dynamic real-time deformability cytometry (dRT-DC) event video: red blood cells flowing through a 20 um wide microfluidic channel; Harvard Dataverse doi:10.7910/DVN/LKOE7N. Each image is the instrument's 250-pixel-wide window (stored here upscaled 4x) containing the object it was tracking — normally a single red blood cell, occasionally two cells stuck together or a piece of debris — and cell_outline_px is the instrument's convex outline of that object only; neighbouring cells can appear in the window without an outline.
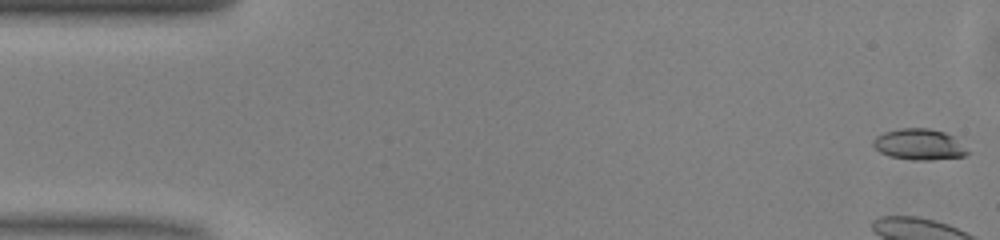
{"species": "common noctule bat (a hibernating species)", "species_latin": "Nyctalus noctula", "temperature_condition": "warm", "stored_images_in_passage": 50, "camera_frame_rate_fps": 3000, "um_per_image_px": 0.085, "animal": {"sex": "male", "body_mass_g": 13.0, "forearm_length_mm": 53.1}, "frame": {"image": 1, "passage_image": 1, "time_ms": 0.0, "image_size_px": [1000, 240], "cell_outline_px": [[972, 152], [964, 156], [932, 160], [912, 160], [888, 156], [880, 152], [872, 144], [872, 140], [876, 136], [884, 132], [900, 128], [928, 128], [944, 132], [952, 136]], "centroid_in_image_um": [78.13, 12.28], "position_along_channel_um": 6.9, "area_um2": 17.17}}